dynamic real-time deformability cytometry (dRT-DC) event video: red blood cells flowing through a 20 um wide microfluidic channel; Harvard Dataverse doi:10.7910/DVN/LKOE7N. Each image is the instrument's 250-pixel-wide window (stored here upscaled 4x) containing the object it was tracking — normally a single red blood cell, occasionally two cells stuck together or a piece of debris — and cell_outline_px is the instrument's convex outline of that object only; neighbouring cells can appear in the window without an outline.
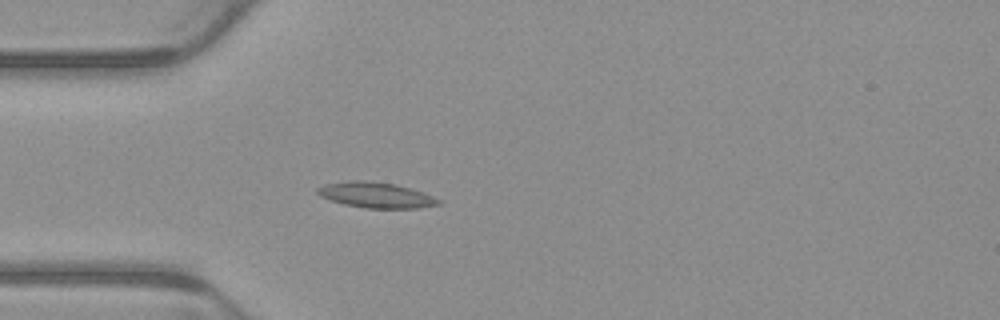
{"species": "common noctule bat (a hibernating species)", "species_latin": "Nyctalus noctula", "temperature_condition": "warm", "stored_images_in_passage": 5, "camera_frame_rate_fps": 3000, "um_per_image_px": 0.085, "animal": {"sex": "male", "body_mass_g": 23.1, "forearm_length_mm": 52.7}, "frame": {"image": 1, "passage_image": 5, "time_ms": 1.333, "image_size_px": [1000, 320], "cell_outline_px": [[444, 204], [420, 208], [364, 208], [344, 204], [320, 196], [316, 192], [316, 188], [324, 184], [348, 180], [364, 180], [396, 184], [432, 196], [440, 200]], "centroid_in_image_um": [31.94, 16.58], "position_along_channel_um": 53.1, "area_um2": 18.03}}